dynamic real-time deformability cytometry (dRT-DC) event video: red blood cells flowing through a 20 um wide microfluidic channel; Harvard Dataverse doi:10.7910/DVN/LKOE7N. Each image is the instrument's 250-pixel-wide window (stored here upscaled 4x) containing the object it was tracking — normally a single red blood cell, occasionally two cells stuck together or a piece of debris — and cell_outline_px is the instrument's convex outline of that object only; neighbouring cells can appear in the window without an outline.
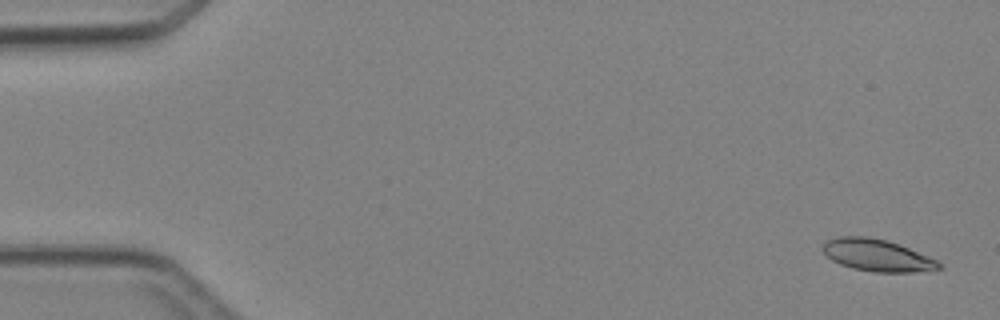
{"species": "Egyptian fruit bat (a non-hibernating species)", "species_latin": "Rousettus aegyptiacus", "temperature_condition": "cold", "stored_images_in_passage": 5, "camera_frame_rate_fps": 3000, "um_per_image_px": 0.085, "animal": {"sex": "female"}, "frame": {"image": 1, "passage_image": 1, "time_ms": 0.0, "image_size_px": [1000, 320], "cell_outline_px": [[944, 268], [912, 272], [876, 272], [852, 268], [840, 264], [832, 260], [820, 248], [828, 240], [840, 236], [864, 236], [888, 240], [928, 256], [936, 260]], "centroid_in_image_um": [74.54, 21.69], "position_along_channel_um": 10.5, "area_um2": 21.44}}
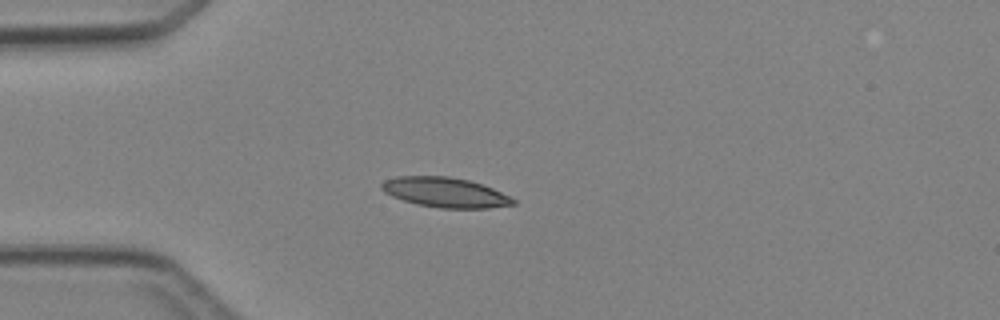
{"frame": {"image": 2, "passage_image": 4, "time_ms": 3.667, "image_size_px": [1000, 320], "cell_outline_px": [[516, 204], [488, 208], [440, 208], [416, 204], [392, 196], [384, 192], [380, 188], [380, 184], [384, 180], [396, 176], [448, 176], [468, 180], [492, 188], [516, 200]], "centroid_in_image_um": [37.79, 16.35], "position_along_channel_um": 47.2, "area_um2": 22.83}}